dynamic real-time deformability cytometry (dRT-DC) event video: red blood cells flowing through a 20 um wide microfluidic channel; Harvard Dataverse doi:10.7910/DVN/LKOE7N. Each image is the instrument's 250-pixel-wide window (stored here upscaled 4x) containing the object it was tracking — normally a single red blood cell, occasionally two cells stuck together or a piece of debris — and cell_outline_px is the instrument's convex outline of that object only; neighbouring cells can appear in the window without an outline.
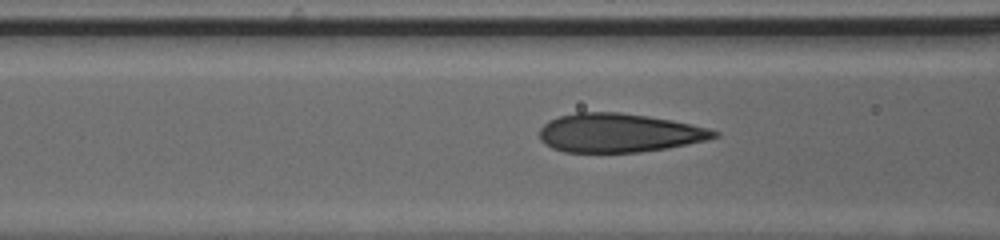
{"species": "human", "species_latin": "Homo sapiens", "temperature_condition": "cold", "stored_images_in_passage": 14, "camera_frame_rate_fps": 3000, "um_per_image_px": 0.085, "donor": {"sex": "male"}, "frame": {"image": 1, "passage_image": 12, "time_ms": 3.667, "image_size_px": [1000, 240], "cell_outline_px": [[720, 136], [708, 140], [668, 148], [640, 152], [564, 152], [552, 148], [544, 144], [540, 140], [540, 128], [548, 120], [560, 116], [576, 112], [620, 112], [648, 116], [672, 120], [692, 124], [708, 128], [720, 132]], "centroid_in_image_um": [52.63, 11.29], "position_along_channel_um": 114.0, "area_um2": 39.77}}